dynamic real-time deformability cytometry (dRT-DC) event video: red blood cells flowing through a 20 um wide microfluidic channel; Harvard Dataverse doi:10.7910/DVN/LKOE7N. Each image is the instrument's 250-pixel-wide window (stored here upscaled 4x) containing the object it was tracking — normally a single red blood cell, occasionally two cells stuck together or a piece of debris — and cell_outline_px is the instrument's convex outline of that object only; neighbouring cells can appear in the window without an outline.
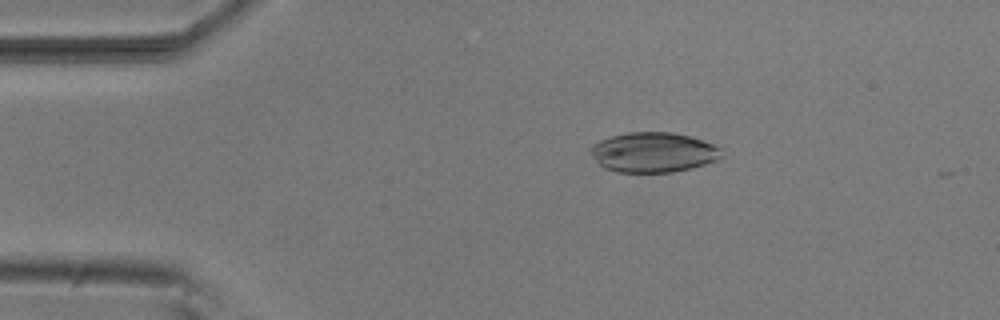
{"species": "common noctule bat (a hibernating species)", "species_latin": "Nyctalus noctula", "temperature_condition": "room temperature", "stored_images_in_passage": 26, "camera_frame_rate_fps": 3000, "um_per_image_px": 0.085, "animal": {"sex": "male", "body_mass_g": 20.5, "forearm_length_mm": 52.5}, "frame": {"image": 1, "passage_image": 9, "time_ms": 2.667, "image_size_px": [1000, 320], "cell_outline_px": [[724, 156], [716, 160], [692, 168], [672, 172], [616, 172], [604, 168], [592, 156], [592, 148], [600, 140], [612, 136], [628, 132], [672, 132], [688, 136], [712, 144], [720, 148]], "centroid_in_image_um": [55.55, 12.95], "position_along_channel_um": 29.4, "area_um2": 30.17}}
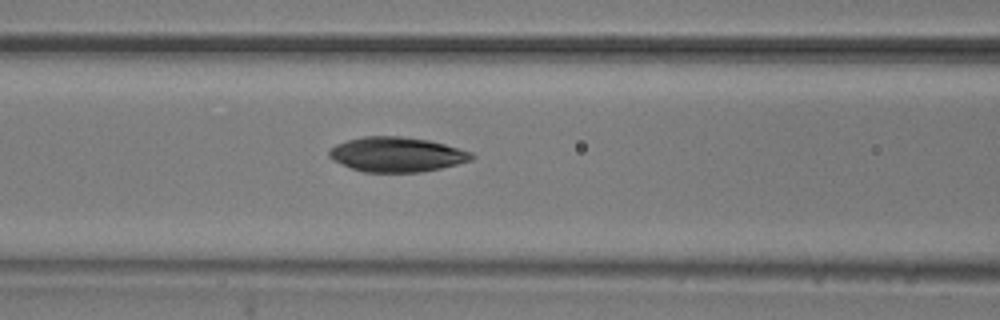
{"frame": {"image": 2, "passage_image": 21, "time_ms": 6.667, "image_size_px": [1000, 320], "cell_outline_px": [[476, 156], [472, 160], [440, 168], [420, 172], [364, 172], [352, 168], [332, 160], [328, 156], [328, 152], [336, 144], [348, 140], [364, 136], [400, 136], [428, 140], [444, 144], [472, 152]], "centroid_in_image_um": [33.72, 13.13], "position_along_channel_um": 132.9, "area_um2": 28.73}}
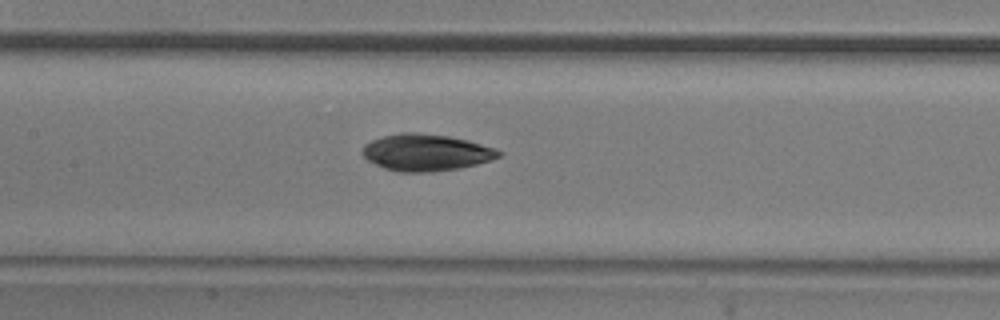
{"frame": {"image": 3, "passage_image": 24, "time_ms": 7.667, "image_size_px": [1000, 320], "cell_outline_px": [[504, 152], [500, 156], [476, 164], [460, 168], [432, 172], [396, 172], [384, 168], [368, 160], [360, 152], [364, 144], [380, 136], [400, 132], [420, 132], [448, 136], [468, 140], [496, 148]], "centroid_in_image_um": [36.19, 12.95], "position_along_channel_um": 171.2, "area_um2": 29.48}}